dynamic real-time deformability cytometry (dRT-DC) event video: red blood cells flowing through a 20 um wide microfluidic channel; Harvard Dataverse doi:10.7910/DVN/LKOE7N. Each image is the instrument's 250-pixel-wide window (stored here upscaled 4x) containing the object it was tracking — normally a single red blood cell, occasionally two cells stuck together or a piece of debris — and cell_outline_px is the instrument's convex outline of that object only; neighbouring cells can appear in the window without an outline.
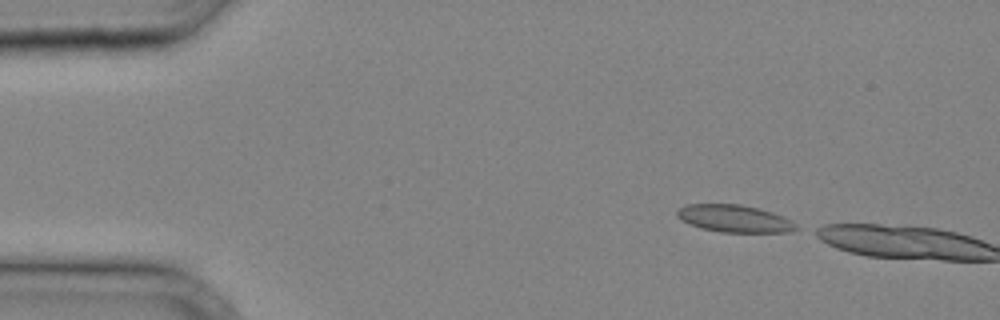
{"species": "common noctule bat (a hibernating species)", "species_latin": "Nyctalus noctula", "temperature_condition": "cold", "stored_images_in_passage": 4, "camera_frame_rate_fps": 3000, "um_per_image_px": 0.085, "animal": {"sex": "male", "body_mass_g": 20.4}, "frame": {"image": 1, "passage_image": 3, "time_ms": 0.667, "image_size_px": [1000, 320], "cell_outline_px": [[788, 228], [776, 232], [732, 232], [708, 228], [692, 224], [684, 220], [680, 216], [680, 212], [684, 208], [696, 204], [732, 204], [752, 208], [776, 216]], "centroid_in_image_um": [62.19, 18.56], "position_along_channel_um": 22.8, "area_um2": 16.07}}